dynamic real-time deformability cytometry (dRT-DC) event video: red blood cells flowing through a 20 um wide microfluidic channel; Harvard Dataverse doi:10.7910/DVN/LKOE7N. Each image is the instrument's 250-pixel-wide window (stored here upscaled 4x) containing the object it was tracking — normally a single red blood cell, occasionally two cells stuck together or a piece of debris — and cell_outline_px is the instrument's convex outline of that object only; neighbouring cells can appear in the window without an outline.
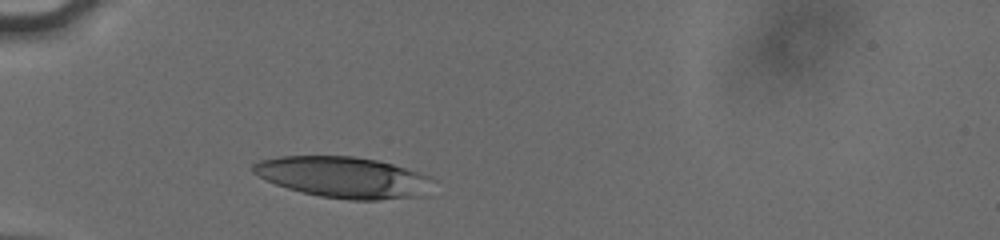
{"species": "human", "species_latin": "Homo sapiens", "temperature_condition": "cold", "stored_images_in_passage": 23, "camera_frame_rate_fps": 3000, "um_per_image_px": 0.085, "donor": {"sex": "male"}, "frame": {"image": 1, "passage_image": 1, "time_ms": 0.0, "image_size_px": [1000, 240], "cell_outline_px": [[436, 180], [432, 196], [380, 200], [348, 200], [320, 196], [288, 188], [276, 184], [252, 172], [252, 164], [260, 160], [280, 156], [356, 156], [376, 160], [392, 164], [420, 172], [432, 176]], "centroid_in_image_um": [29.36, 15.08], "position_along_channel_um": 55.6, "area_um2": 43.87}}
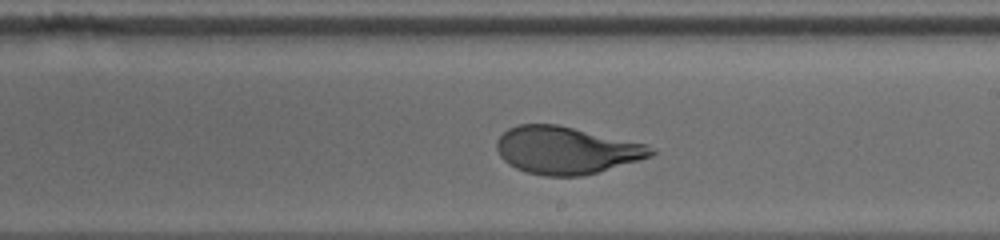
{"frame": {"image": 2, "passage_image": 13, "time_ms": 5.333, "image_size_px": [1000, 240], "cell_outline_px": [[656, 152], [652, 156], [596, 172], [580, 176], [544, 176], [524, 172], [508, 164], [500, 156], [496, 148], [496, 140], [508, 128], [520, 124], [556, 124], [648, 144], [656, 148]], "centroid_in_image_um": [48.12, 12.77], "position_along_channel_um": 240.9, "area_um2": 42.6}}
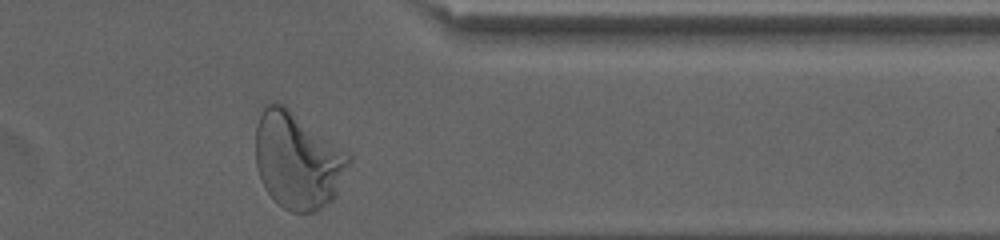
{"frame": {"image": 3, "passage_image": 23, "time_ms": 9.333, "image_size_px": [1000, 240], "cell_outline_px": [[352, 160], [336, 196], [332, 200], [316, 212], [292, 212], [284, 208], [264, 188], [260, 180], [256, 168], [256, 128], [264, 104], [276, 100], [284, 104], [348, 152], [352, 156]], "centroid_in_image_um": [25.3, 13.62], "position_along_channel_um": 386.1, "area_um2": 52.89}, "authors_computed_cell_mechanics": {"area_um2": 42.5986, "velocity_mm_per_s": 3.7933, "shape_relaxation_time_tau1_ms": 3.7878, "shape_relaxation_time_tau2_ms": null, "deformation_change_tau1": 0.1976, "deformation_change_tau2": null}}